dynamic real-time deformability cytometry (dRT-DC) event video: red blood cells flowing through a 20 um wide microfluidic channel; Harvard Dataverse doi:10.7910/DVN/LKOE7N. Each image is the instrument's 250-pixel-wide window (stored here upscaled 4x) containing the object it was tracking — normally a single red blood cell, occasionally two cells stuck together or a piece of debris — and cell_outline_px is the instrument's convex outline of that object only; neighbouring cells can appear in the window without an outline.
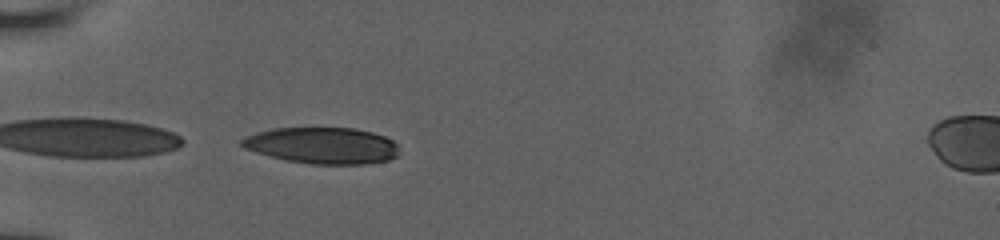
{"species": "human", "species_latin": "Homo sapiens", "temperature_condition": "room temperature", "stored_images_in_passage": 11, "camera_frame_rate_fps": 3000, "um_per_image_px": 0.085, "donor": {"sex": "male"}, "frame": {"image": 1, "passage_image": 1, "time_ms": 0.0, "image_size_px": [1000, 240], "cell_outline_px": [[396, 156], [388, 160], [368, 164], [312, 164], [284, 160], [256, 152], [244, 148], [240, 144], [240, 140], [244, 136], [256, 132], [272, 128], [356, 128], [372, 132], [384, 136], [392, 140], [396, 144]], "centroid_in_image_um": [27.35, 12.36], "position_along_channel_um": 57.6, "area_um2": 33.41}}
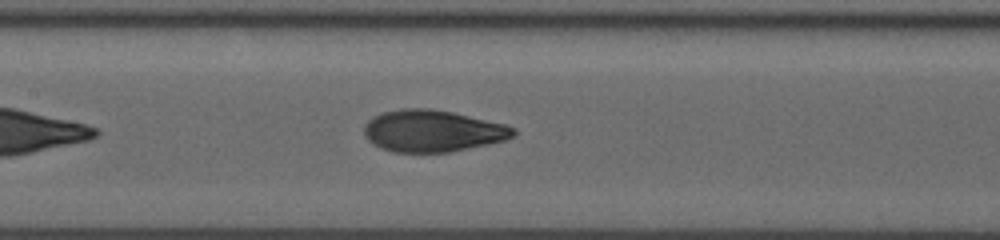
{"frame": {"image": 2, "passage_image": 7, "time_ms": 3.333, "image_size_px": [1000, 240], "cell_outline_px": [[516, 136], [504, 140], [488, 144], [448, 152], [392, 152], [380, 148], [368, 140], [364, 136], [364, 124], [372, 116], [380, 112], [400, 108], [432, 108], [452, 112], [504, 124], [516, 128]], "centroid_in_image_um": [36.73, 11.12], "position_along_channel_um": 170.7, "area_um2": 36.59}}
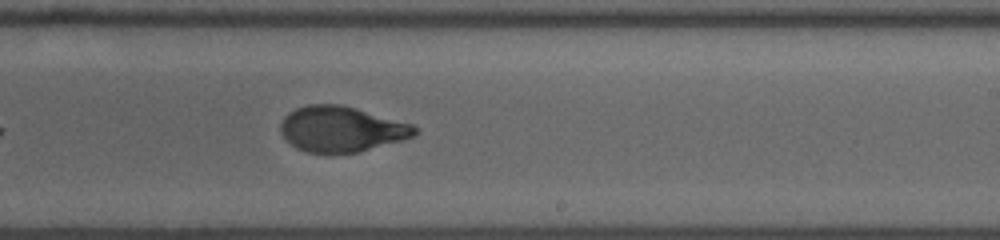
{"frame": {"image": 3, "passage_image": 11, "time_ms": 5.667, "image_size_px": [1000, 240], "cell_outline_px": [[420, 132], [404, 140], [356, 152], [308, 152], [296, 148], [280, 132], [280, 124], [284, 116], [288, 112], [296, 108], [308, 104], [340, 104], [356, 108], [412, 124]], "centroid_in_image_um": [29.01, 10.95], "position_along_channel_um": 260.0, "area_um2": 35.32}}